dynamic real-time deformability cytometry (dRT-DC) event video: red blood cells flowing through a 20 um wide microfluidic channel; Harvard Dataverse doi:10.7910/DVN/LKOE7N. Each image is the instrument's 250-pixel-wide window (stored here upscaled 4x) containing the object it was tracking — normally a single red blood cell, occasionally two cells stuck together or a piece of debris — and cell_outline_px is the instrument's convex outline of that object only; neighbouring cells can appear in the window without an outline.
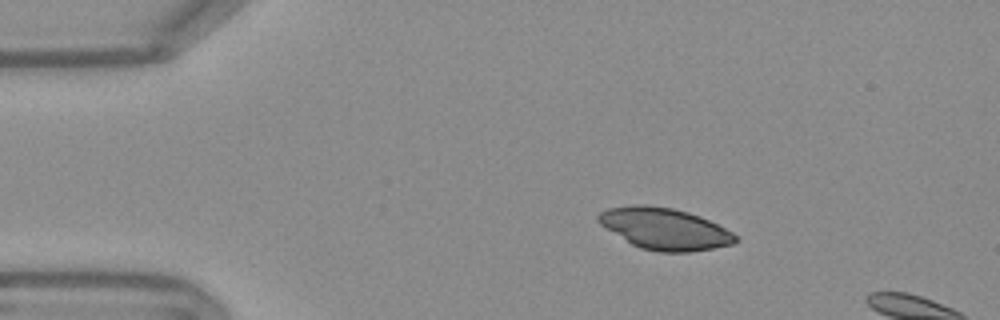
{"species": "Egyptian fruit bat (a non-hibernating species)", "species_latin": "Rousettus aegyptiacus", "temperature_condition": "warm", "stored_images_in_passage": 4, "camera_frame_rate_fps": 3000, "um_per_image_px": 0.085, "frame": {"image": 1, "passage_image": 1, "time_ms": 0.0, "image_size_px": [1000, 320], "cell_outline_px": [[740, 240], [732, 244], [712, 248], [688, 252], [660, 252], [640, 248], [632, 244], [600, 224], [596, 220], [596, 216], [600, 212], [608, 208], [636, 204], [644, 204], [672, 208], [688, 212], [700, 216], [732, 232]], "centroid_in_image_um": [56.48, 19.44], "position_along_channel_um": 28.5, "area_um2": 33.0}}